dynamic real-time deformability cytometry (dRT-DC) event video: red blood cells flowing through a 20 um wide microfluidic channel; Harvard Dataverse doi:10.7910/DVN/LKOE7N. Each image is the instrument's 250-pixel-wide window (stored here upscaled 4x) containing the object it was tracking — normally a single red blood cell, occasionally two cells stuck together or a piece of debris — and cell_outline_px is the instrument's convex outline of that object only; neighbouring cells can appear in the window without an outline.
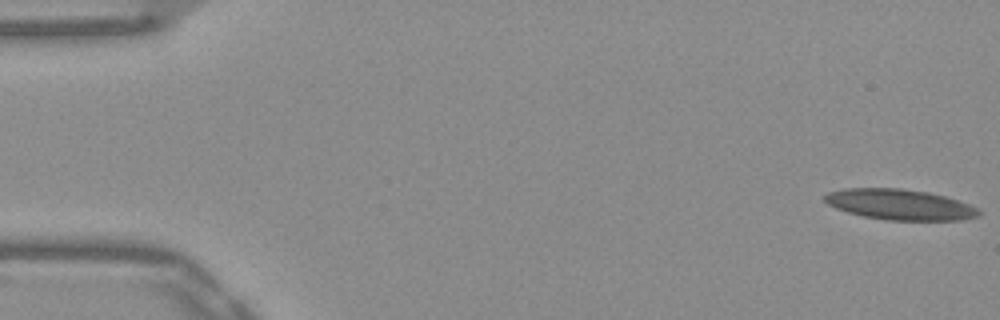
{"species": "Egyptian fruit bat (a non-hibernating species)", "species_latin": "Rousettus aegyptiacus", "temperature_condition": "warm", "stored_images_in_passage": 53, "camera_frame_rate_fps": 3000, "um_per_image_px": 0.085, "frame": {"image": 1, "passage_image": 1, "time_ms": 0.0, "image_size_px": [1000, 320], "cell_outline_px": [[980, 216], [960, 220], [888, 220], [864, 216], [848, 212], [836, 208], [828, 204], [824, 200], [824, 196], [828, 192], [844, 188], [900, 188], [928, 192], [944, 196], [968, 204], [976, 208], [980, 212]], "centroid_in_image_um": [76.46, 17.38], "position_along_channel_um": 8.5, "area_um2": 27.28}}
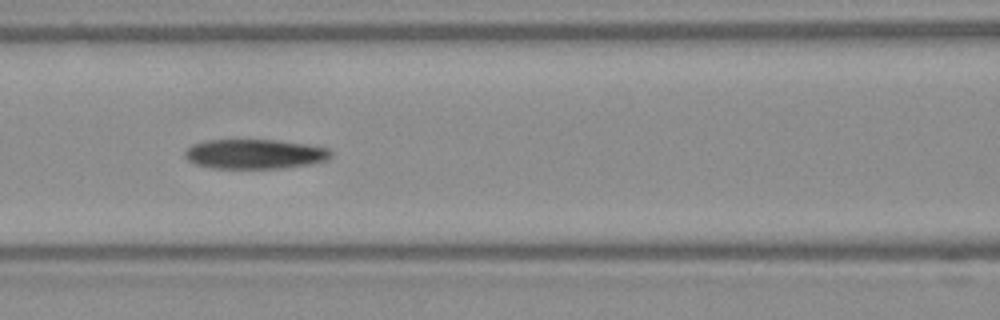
{"frame": {"image": 2, "passage_image": 23, "time_ms": 7.333, "image_size_px": [1000, 320], "cell_outline_px": [[332, 156], [328, 160], [316, 164], [284, 168], [212, 168], [192, 164], [184, 156], [184, 152], [192, 144], [208, 140], [276, 140], [308, 144], [332, 148]], "centroid_in_image_um": [21.72, 13.1], "position_along_channel_um": 144.9, "area_um2": 25.72}}
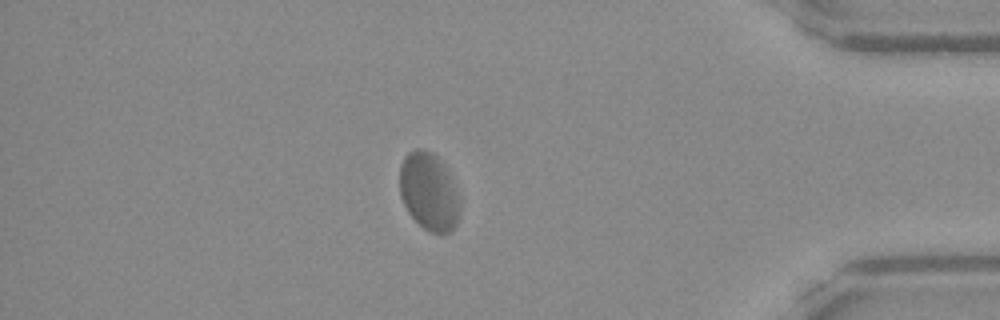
{"frame": {"image": 3, "passage_image": 46, "time_ms": 15.0, "image_size_px": [1000, 320], "cell_outline_px": [[460, 212], [456, 224], [448, 232], [428, 232], [408, 212], [400, 196], [400, 164], [404, 156], [408, 152], [416, 148], [420, 148], [432, 152], [444, 164], [448, 172], [460, 208]], "centroid_in_image_um": [36.41, 16.26], "position_along_channel_um": 398.8, "area_um2": 26.82}, "authors_computed_cell_mechanics": {"area_um2": 27.2816, "velocity_mm_per_s": 3.7907, "shape_relaxation_time_tau1_ms": null, "shape_relaxation_time_tau2_ms": 1.9944, "deformation_change_tau1": null, "deformation_change_tau2": 0.0588}}